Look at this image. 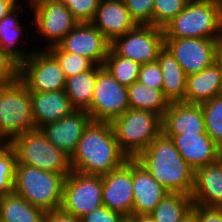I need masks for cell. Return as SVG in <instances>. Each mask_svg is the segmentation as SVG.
I'll return each instance as SVG.
<instances>
[{
    "instance_id": "f1b7e54d",
    "label": "cell",
    "mask_w": 222,
    "mask_h": 222,
    "mask_svg": "<svg viewBox=\"0 0 222 222\" xmlns=\"http://www.w3.org/2000/svg\"><path fill=\"white\" fill-rule=\"evenodd\" d=\"M193 205L190 195L168 192L150 215L155 222H180Z\"/></svg>"
},
{
    "instance_id": "d590c367",
    "label": "cell",
    "mask_w": 222,
    "mask_h": 222,
    "mask_svg": "<svg viewBox=\"0 0 222 222\" xmlns=\"http://www.w3.org/2000/svg\"><path fill=\"white\" fill-rule=\"evenodd\" d=\"M66 4L78 22H91L101 0H55Z\"/></svg>"
},
{
    "instance_id": "c3c4849f",
    "label": "cell",
    "mask_w": 222,
    "mask_h": 222,
    "mask_svg": "<svg viewBox=\"0 0 222 222\" xmlns=\"http://www.w3.org/2000/svg\"><path fill=\"white\" fill-rule=\"evenodd\" d=\"M220 74H221V94H222V64H220Z\"/></svg>"
},
{
    "instance_id": "ba28073f",
    "label": "cell",
    "mask_w": 222,
    "mask_h": 222,
    "mask_svg": "<svg viewBox=\"0 0 222 222\" xmlns=\"http://www.w3.org/2000/svg\"><path fill=\"white\" fill-rule=\"evenodd\" d=\"M102 189V176L72 170L64 181L61 209L81 218L103 205Z\"/></svg>"
},
{
    "instance_id": "74e56055",
    "label": "cell",
    "mask_w": 222,
    "mask_h": 222,
    "mask_svg": "<svg viewBox=\"0 0 222 222\" xmlns=\"http://www.w3.org/2000/svg\"><path fill=\"white\" fill-rule=\"evenodd\" d=\"M19 78V65L0 47V84H8Z\"/></svg>"
},
{
    "instance_id": "44dd1931",
    "label": "cell",
    "mask_w": 222,
    "mask_h": 222,
    "mask_svg": "<svg viewBox=\"0 0 222 222\" xmlns=\"http://www.w3.org/2000/svg\"><path fill=\"white\" fill-rule=\"evenodd\" d=\"M31 92L32 115L35 129L63 119L75 109L64 90Z\"/></svg>"
},
{
    "instance_id": "d6986e66",
    "label": "cell",
    "mask_w": 222,
    "mask_h": 222,
    "mask_svg": "<svg viewBox=\"0 0 222 222\" xmlns=\"http://www.w3.org/2000/svg\"><path fill=\"white\" fill-rule=\"evenodd\" d=\"M132 214H150L168 191L135 159H132Z\"/></svg>"
},
{
    "instance_id": "484cf974",
    "label": "cell",
    "mask_w": 222,
    "mask_h": 222,
    "mask_svg": "<svg viewBox=\"0 0 222 222\" xmlns=\"http://www.w3.org/2000/svg\"><path fill=\"white\" fill-rule=\"evenodd\" d=\"M96 79L97 65L66 79L64 91L74 109L87 111L90 108Z\"/></svg>"
},
{
    "instance_id": "ab89813d",
    "label": "cell",
    "mask_w": 222,
    "mask_h": 222,
    "mask_svg": "<svg viewBox=\"0 0 222 222\" xmlns=\"http://www.w3.org/2000/svg\"><path fill=\"white\" fill-rule=\"evenodd\" d=\"M198 222H222V207L198 205Z\"/></svg>"
},
{
    "instance_id": "f6af8a7d",
    "label": "cell",
    "mask_w": 222,
    "mask_h": 222,
    "mask_svg": "<svg viewBox=\"0 0 222 222\" xmlns=\"http://www.w3.org/2000/svg\"><path fill=\"white\" fill-rule=\"evenodd\" d=\"M180 222H198V205H193V208Z\"/></svg>"
},
{
    "instance_id": "d4e9b609",
    "label": "cell",
    "mask_w": 222,
    "mask_h": 222,
    "mask_svg": "<svg viewBox=\"0 0 222 222\" xmlns=\"http://www.w3.org/2000/svg\"><path fill=\"white\" fill-rule=\"evenodd\" d=\"M22 5L23 4H18L0 21V47L19 66L35 51L28 49V51L25 52L22 47H17L19 45L18 43L22 40L20 38H22L23 33L22 23H19L20 12H25V10L21 8Z\"/></svg>"
},
{
    "instance_id": "5bb4252c",
    "label": "cell",
    "mask_w": 222,
    "mask_h": 222,
    "mask_svg": "<svg viewBox=\"0 0 222 222\" xmlns=\"http://www.w3.org/2000/svg\"><path fill=\"white\" fill-rule=\"evenodd\" d=\"M164 46L186 75L198 73L216 62L215 39L164 38Z\"/></svg>"
},
{
    "instance_id": "4fadbf2b",
    "label": "cell",
    "mask_w": 222,
    "mask_h": 222,
    "mask_svg": "<svg viewBox=\"0 0 222 222\" xmlns=\"http://www.w3.org/2000/svg\"><path fill=\"white\" fill-rule=\"evenodd\" d=\"M56 46L61 51L79 54L94 65L103 66L111 43L91 22H79Z\"/></svg>"
},
{
    "instance_id": "277c9868",
    "label": "cell",
    "mask_w": 222,
    "mask_h": 222,
    "mask_svg": "<svg viewBox=\"0 0 222 222\" xmlns=\"http://www.w3.org/2000/svg\"><path fill=\"white\" fill-rule=\"evenodd\" d=\"M65 178L63 174L16 163L14 192L45 212L57 210L61 208Z\"/></svg>"
},
{
    "instance_id": "7c38bea8",
    "label": "cell",
    "mask_w": 222,
    "mask_h": 222,
    "mask_svg": "<svg viewBox=\"0 0 222 222\" xmlns=\"http://www.w3.org/2000/svg\"><path fill=\"white\" fill-rule=\"evenodd\" d=\"M30 8L38 34L50 41L44 49L56 46L79 23L66 4L55 0H41Z\"/></svg>"
},
{
    "instance_id": "836d02e7",
    "label": "cell",
    "mask_w": 222,
    "mask_h": 222,
    "mask_svg": "<svg viewBox=\"0 0 222 222\" xmlns=\"http://www.w3.org/2000/svg\"><path fill=\"white\" fill-rule=\"evenodd\" d=\"M189 0H154L153 26L163 28L175 18Z\"/></svg>"
},
{
    "instance_id": "cb8c5ba5",
    "label": "cell",
    "mask_w": 222,
    "mask_h": 222,
    "mask_svg": "<svg viewBox=\"0 0 222 222\" xmlns=\"http://www.w3.org/2000/svg\"><path fill=\"white\" fill-rule=\"evenodd\" d=\"M163 75L162 91L169 103L185 102L186 74L174 56L164 46L157 60Z\"/></svg>"
},
{
    "instance_id": "7402d4cb",
    "label": "cell",
    "mask_w": 222,
    "mask_h": 222,
    "mask_svg": "<svg viewBox=\"0 0 222 222\" xmlns=\"http://www.w3.org/2000/svg\"><path fill=\"white\" fill-rule=\"evenodd\" d=\"M191 199L194 205L222 207V166L218 161L195 170Z\"/></svg>"
},
{
    "instance_id": "7a4b0ae2",
    "label": "cell",
    "mask_w": 222,
    "mask_h": 222,
    "mask_svg": "<svg viewBox=\"0 0 222 222\" xmlns=\"http://www.w3.org/2000/svg\"><path fill=\"white\" fill-rule=\"evenodd\" d=\"M135 160L168 192L192 194L195 170L162 132Z\"/></svg>"
},
{
    "instance_id": "7dc6e473",
    "label": "cell",
    "mask_w": 222,
    "mask_h": 222,
    "mask_svg": "<svg viewBox=\"0 0 222 222\" xmlns=\"http://www.w3.org/2000/svg\"><path fill=\"white\" fill-rule=\"evenodd\" d=\"M41 0H28L27 2H29V5L32 6L33 4L39 2Z\"/></svg>"
},
{
    "instance_id": "60d3db41",
    "label": "cell",
    "mask_w": 222,
    "mask_h": 222,
    "mask_svg": "<svg viewBox=\"0 0 222 222\" xmlns=\"http://www.w3.org/2000/svg\"><path fill=\"white\" fill-rule=\"evenodd\" d=\"M42 222H82L72 214L64 212L61 208L45 212Z\"/></svg>"
},
{
    "instance_id": "ffe728a7",
    "label": "cell",
    "mask_w": 222,
    "mask_h": 222,
    "mask_svg": "<svg viewBox=\"0 0 222 222\" xmlns=\"http://www.w3.org/2000/svg\"><path fill=\"white\" fill-rule=\"evenodd\" d=\"M171 139L182 158L194 170L218 161L219 146L207 133L179 134Z\"/></svg>"
},
{
    "instance_id": "30bf717a",
    "label": "cell",
    "mask_w": 222,
    "mask_h": 222,
    "mask_svg": "<svg viewBox=\"0 0 222 222\" xmlns=\"http://www.w3.org/2000/svg\"><path fill=\"white\" fill-rule=\"evenodd\" d=\"M19 79L29 91L50 92L64 90L67 77L47 49H36L19 66Z\"/></svg>"
},
{
    "instance_id": "2e32d148",
    "label": "cell",
    "mask_w": 222,
    "mask_h": 222,
    "mask_svg": "<svg viewBox=\"0 0 222 222\" xmlns=\"http://www.w3.org/2000/svg\"><path fill=\"white\" fill-rule=\"evenodd\" d=\"M91 121L90 114L86 110L75 109L63 119L47 124L41 130L51 144L71 158L79 139Z\"/></svg>"
},
{
    "instance_id": "ee69618b",
    "label": "cell",
    "mask_w": 222,
    "mask_h": 222,
    "mask_svg": "<svg viewBox=\"0 0 222 222\" xmlns=\"http://www.w3.org/2000/svg\"><path fill=\"white\" fill-rule=\"evenodd\" d=\"M216 61L222 64V30L215 39Z\"/></svg>"
},
{
    "instance_id": "5b68a950",
    "label": "cell",
    "mask_w": 222,
    "mask_h": 222,
    "mask_svg": "<svg viewBox=\"0 0 222 222\" xmlns=\"http://www.w3.org/2000/svg\"><path fill=\"white\" fill-rule=\"evenodd\" d=\"M31 92L18 78L0 84V144L34 130Z\"/></svg>"
},
{
    "instance_id": "3957f363",
    "label": "cell",
    "mask_w": 222,
    "mask_h": 222,
    "mask_svg": "<svg viewBox=\"0 0 222 222\" xmlns=\"http://www.w3.org/2000/svg\"><path fill=\"white\" fill-rule=\"evenodd\" d=\"M222 30V0H189L163 27L164 38L216 39Z\"/></svg>"
},
{
    "instance_id": "e575fe53",
    "label": "cell",
    "mask_w": 222,
    "mask_h": 222,
    "mask_svg": "<svg viewBox=\"0 0 222 222\" xmlns=\"http://www.w3.org/2000/svg\"><path fill=\"white\" fill-rule=\"evenodd\" d=\"M137 25H153L154 0H123Z\"/></svg>"
},
{
    "instance_id": "83f0119b",
    "label": "cell",
    "mask_w": 222,
    "mask_h": 222,
    "mask_svg": "<svg viewBox=\"0 0 222 222\" xmlns=\"http://www.w3.org/2000/svg\"><path fill=\"white\" fill-rule=\"evenodd\" d=\"M129 107L156 113L161 118L169 107L163 91L151 88L138 80L127 87Z\"/></svg>"
},
{
    "instance_id": "ac0fdd59",
    "label": "cell",
    "mask_w": 222,
    "mask_h": 222,
    "mask_svg": "<svg viewBox=\"0 0 222 222\" xmlns=\"http://www.w3.org/2000/svg\"><path fill=\"white\" fill-rule=\"evenodd\" d=\"M91 23L110 43L137 26L123 0H101Z\"/></svg>"
},
{
    "instance_id": "8fae6325",
    "label": "cell",
    "mask_w": 222,
    "mask_h": 222,
    "mask_svg": "<svg viewBox=\"0 0 222 222\" xmlns=\"http://www.w3.org/2000/svg\"><path fill=\"white\" fill-rule=\"evenodd\" d=\"M163 47V28L153 25H137L124 35L116 37L110 46L117 55L141 65L156 61Z\"/></svg>"
},
{
    "instance_id": "8d00e7d4",
    "label": "cell",
    "mask_w": 222,
    "mask_h": 222,
    "mask_svg": "<svg viewBox=\"0 0 222 222\" xmlns=\"http://www.w3.org/2000/svg\"><path fill=\"white\" fill-rule=\"evenodd\" d=\"M138 81L151 88L162 90L163 75L158 62L142 64Z\"/></svg>"
},
{
    "instance_id": "603a6c76",
    "label": "cell",
    "mask_w": 222,
    "mask_h": 222,
    "mask_svg": "<svg viewBox=\"0 0 222 222\" xmlns=\"http://www.w3.org/2000/svg\"><path fill=\"white\" fill-rule=\"evenodd\" d=\"M221 94L220 63L186 76L185 103L202 104Z\"/></svg>"
},
{
    "instance_id": "1f68e13d",
    "label": "cell",
    "mask_w": 222,
    "mask_h": 222,
    "mask_svg": "<svg viewBox=\"0 0 222 222\" xmlns=\"http://www.w3.org/2000/svg\"><path fill=\"white\" fill-rule=\"evenodd\" d=\"M16 153L9 143L0 144V197L14 192Z\"/></svg>"
},
{
    "instance_id": "6da1fadb",
    "label": "cell",
    "mask_w": 222,
    "mask_h": 222,
    "mask_svg": "<svg viewBox=\"0 0 222 222\" xmlns=\"http://www.w3.org/2000/svg\"><path fill=\"white\" fill-rule=\"evenodd\" d=\"M129 158L122 152L111 123L91 121L70 158L71 168L84 174H108Z\"/></svg>"
},
{
    "instance_id": "4dcf8cb0",
    "label": "cell",
    "mask_w": 222,
    "mask_h": 222,
    "mask_svg": "<svg viewBox=\"0 0 222 222\" xmlns=\"http://www.w3.org/2000/svg\"><path fill=\"white\" fill-rule=\"evenodd\" d=\"M206 133L219 146H222V94L200 104Z\"/></svg>"
},
{
    "instance_id": "52a82bcc",
    "label": "cell",
    "mask_w": 222,
    "mask_h": 222,
    "mask_svg": "<svg viewBox=\"0 0 222 222\" xmlns=\"http://www.w3.org/2000/svg\"><path fill=\"white\" fill-rule=\"evenodd\" d=\"M9 145L16 153L17 163L63 174L65 177L72 172L70 157L51 144L41 129L18 135Z\"/></svg>"
},
{
    "instance_id": "7bdbcfd3",
    "label": "cell",
    "mask_w": 222,
    "mask_h": 222,
    "mask_svg": "<svg viewBox=\"0 0 222 222\" xmlns=\"http://www.w3.org/2000/svg\"><path fill=\"white\" fill-rule=\"evenodd\" d=\"M122 222H155L150 214H132L125 216Z\"/></svg>"
},
{
    "instance_id": "9a60e30c",
    "label": "cell",
    "mask_w": 222,
    "mask_h": 222,
    "mask_svg": "<svg viewBox=\"0 0 222 222\" xmlns=\"http://www.w3.org/2000/svg\"><path fill=\"white\" fill-rule=\"evenodd\" d=\"M102 178L103 205L124 216H131L133 207L132 159H128L122 166L103 175Z\"/></svg>"
},
{
    "instance_id": "f35d334b",
    "label": "cell",
    "mask_w": 222,
    "mask_h": 222,
    "mask_svg": "<svg viewBox=\"0 0 222 222\" xmlns=\"http://www.w3.org/2000/svg\"><path fill=\"white\" fill-rule=\"evenodd\" d=\"M125 216L120 212L108 209L106 206L92 210L81 217L82 222H122Z\"/></svg>"
},
{
    "instance_id": "d6a6232c",
    "label": "cell",
    "mask_w": 222,
    "mask_h": 222,
    "mask_svg": "<svg viewBox=\"0 0 222 222\" xmlns=\"http://www.w3.org/2000/svg\"><path fill=\"white\" fill-rule=\"evenodd\" d=\"M47 50L56 58L67 78L86 72L94 66L86 57L61 51L57 46L48 47Z\"/></svg>"
},
{
    "instance_id": "f546056e",
    "label": "cell",
    "mask_w": 222,
    "mask_h": 222,
    "mask_svg": "<svg viewBox=\"0 0 222 222\" xmlns=\"http://www.w3.org/2000/svg\"><path fill=\"white\" fill-rule=\"evenodd\" d=\"M103 67L123 86L129 87L138 80L141 64L117 55L109 49Z\"/></svg>"
},
{
    "instance_id": "9c48e42d",
    "label": "cell",
    "mask_w": 222,
    "mask_h": 222,
    "mask_svg": "<svg viewBox=\"0 0 222 222\" xmlns=\"http://www.w3.org/2000/svg\"><path fill=\"white\" fill-rule=\"evenodd\" d=\"M127 87L121 85L103 66H97V79L91 106V120L111 123L129 109Z\"/></svg>"
},
{
    "instance_id": "4316f807",
    "label": "cell",
    "mask_w": 222,
    "mask_h": 222,
    "mask_svg": "<svg viewBox=\"0 0 222 222\" xmlns=\"http://www.w3.org/2000/svg\"><path fill=\"white\" fill-rule=\"evenodd\" d=\"M44 214L15 192L0 197V222H42Z\"/></svg>"
},
{
    "instance_id": "e0dca14e",
    "label": "cell",
    "mask_w": 222,
    "mask_h": 222,
    "mask_svg": "<svg viewBox=\"0 0 222 222\" xmlns=\"http://www.w3.org/2000/svg\"><path fill=\"white\" fill-rule=\"evenodd\" d=\"M162 133L172 138L179 134L206 133L200 104L173 102L162 117Z\"/></svg>"
},
{
    "instance_id": "8992f818",
    "label": "cell",
    "mask_w": 222,
    "mask_h": 222,
    "mask_svg": "<svg viewBox=\"0 0 222 222\" xmlns=\"http://www.w3.org/2000/svg\"><path fill=\"white\" fill-rule=\"evenodd\" d=\"M161 123L156 113L129 108L111 126L122 152L135 159L162 132Z\"/></svg>"
},
{
    "instance_id": "bcb514c9",
    "label": "cell",
    "mask_w": 222,
    "mask_h": 222,
    "mask_svg": "<svg viewBox=\"0 0 222 222\" xmlns=\"http://www.w3.org/2000/svg\"><path fill=\"white\" fill-rule=\"evenodd\" d=\"M218 162H219V163L221 164V166H222V146L219 147Z\"/></svg>"
},
{
    "instance_id": "b9f144b4",
    "label": "cell",
    "mask_w": 222,
    "mask_h": 222,
    "mask_svg": "<svg viewBox=\"0 0 222 222\" xmlns=\"http://www.w3.org/2000/svg\"><path fill=\"white\" fill-rule=\"evenodd\" d=\"M18 1L19 0H0V21L19 4Z\"/></svg>"
}]
</instances>
